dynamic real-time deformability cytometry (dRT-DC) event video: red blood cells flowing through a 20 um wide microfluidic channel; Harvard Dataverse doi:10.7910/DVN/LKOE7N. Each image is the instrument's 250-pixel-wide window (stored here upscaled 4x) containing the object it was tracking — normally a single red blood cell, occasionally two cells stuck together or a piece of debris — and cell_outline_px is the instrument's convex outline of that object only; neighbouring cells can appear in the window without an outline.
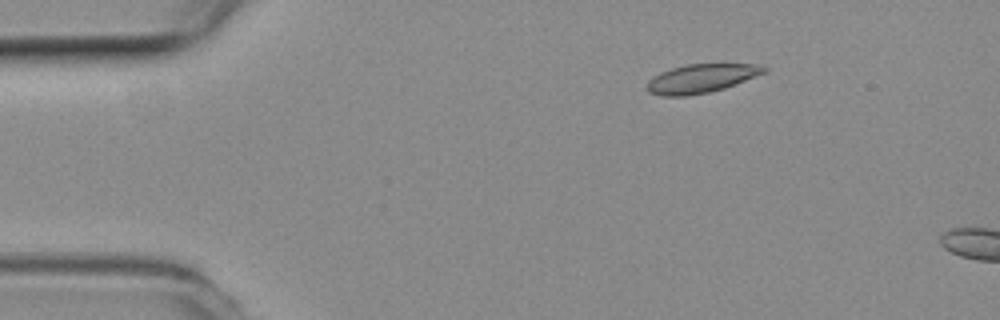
{"species": "common noctule bat (a hibernating species)", "species_latin": "Nyctalus noctula", "temperature_condition": "room temperature", "stored_images_in_passage": 3, "camera_frame_rate_fps": 3000, "um_per_image_px": 0.085, "animal": {"sex": "female", "body_mass_g": 19.3, "forearm_length_mm": 54.1}, "frame": {"image": 1, "passage_image": 2, "time_ms": 0.333, "image_size_px": [1000, 320], "cell_outline_px": [[768, 68], [764, 72], [724, 88], [708, 92], [684, 96], [660, 96], [648, 92], [648, 80], [652, 76], [660, 72], [672, 68], [688, 64], [756, 64]], "centroid_in_image_um": [59.54, 6.67], "position_along_channel_um": 25.5, "area_um2": 19.25}}